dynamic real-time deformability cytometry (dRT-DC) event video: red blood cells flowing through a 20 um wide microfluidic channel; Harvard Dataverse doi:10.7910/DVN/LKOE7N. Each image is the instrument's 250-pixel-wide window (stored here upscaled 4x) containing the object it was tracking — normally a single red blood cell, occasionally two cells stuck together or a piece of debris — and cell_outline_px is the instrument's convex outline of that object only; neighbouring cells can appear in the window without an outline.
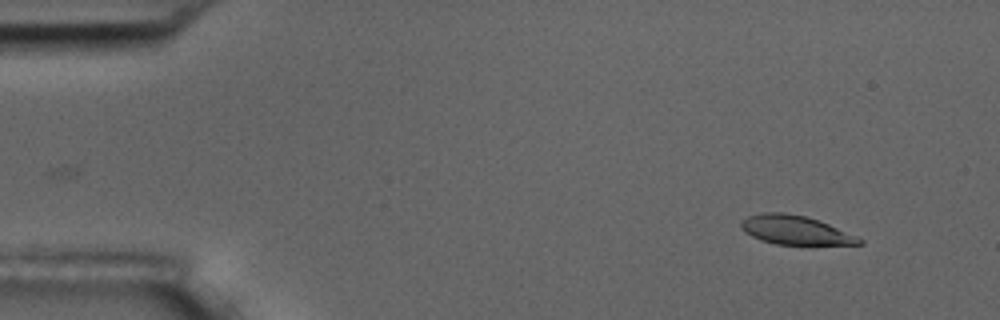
{"species": "common noctule bat (a hibernating species)", "species_latin": "Nyctalus noctula", "temperature_condition": "room temperature", "stored_images_in_passage": 4, "segment_of_instrument_passage": [1, 2], "camera_frame_rate_fps": 3000, "um_per_image_px": 0.085, "animal": {"sex": "male", "body_mass_g": 17.5, "forearm_length_mm": 52.3}, "frame": {"image": 1, "passage_image": 1, "time_ms": 0.0, "image_size_px": [1000, 320], "cell_outline_px": [[864, 244], [812, 248], [776, 244], [760, 240], [744, 232], [740, 228], [740, 224], [748, 216], [764, 212], [784, 212], [804, 216], [828, 224], [856, 236], [864, 240]], "centroid_in_image_um": [67.68, 19.63], "position_along_channel_um": 17.3, "area_um2": 20.87}}
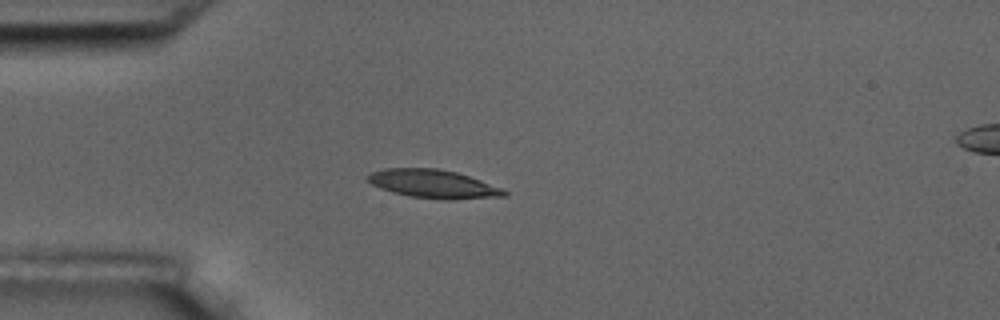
{"frame": {"image": 2, "passage_image": 3, "time_ms": 3.333, "image_size_px": [1000, 320], "cell_outline_px": [[508, 196], [452, 200], [444, 200], [412, 196], [392, 192], [380, 188], [372, 184], [368, 180], [368, 176], [372, 172], [384, 168], [436, 168], [456, 172], [504, 188], [508, 192]], "centroid_in_image_um": [36.88, 15.64], "position_along_channel_um": 48.1, "area_um2": 22.6}}